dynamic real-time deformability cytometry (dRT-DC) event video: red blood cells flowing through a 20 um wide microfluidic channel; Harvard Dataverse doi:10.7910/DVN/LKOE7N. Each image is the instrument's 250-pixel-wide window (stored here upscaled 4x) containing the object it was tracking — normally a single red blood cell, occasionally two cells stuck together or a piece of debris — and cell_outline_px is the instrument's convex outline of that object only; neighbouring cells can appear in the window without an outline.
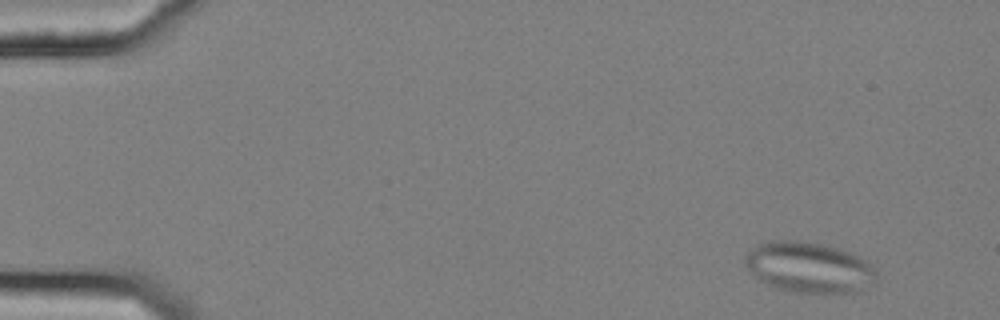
{"species": "common noctule bat (a hibernating species)", "species_latin": "Nyctalus noctula", "temperature_condition": "cold", "stored_images_in_passage": 48, "camera_frame_rate_fps": 3000, "um_per_image_px": 0.085, "animal": {"sex": "female", "body_mass_g": 25.1}, "frame": {"image": 1, "passage_image": 4, "time_ms": 1.0, "image_size_px": [1000, 320], "cell_outline_px": [[876, 284], [860, 292], [792, 292], [776, 288], [760, 280], [744, 264], [744, 256], [756, 244], [772, 240], [800, 240], [824, 244], [848, 252], [864, 260], [876, 272]], "centroid_in_image_um": [68.75, 22.72], "position_along_channel_um": 16.2, "area_um2": 38.73}}
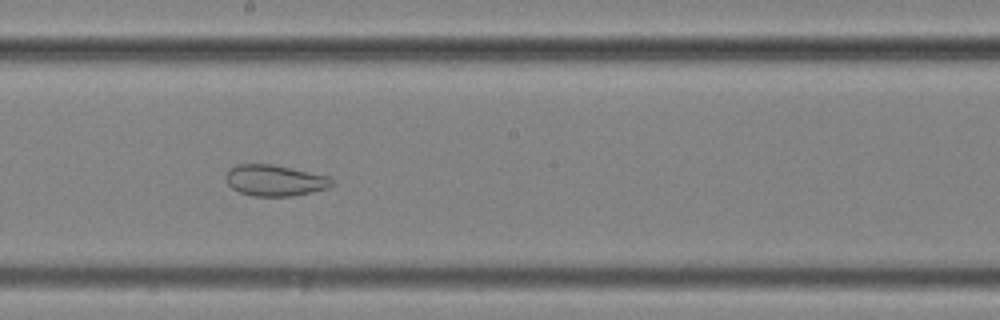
{"frame": {"image": 2, "passage_image": 31, "time_ms": 10.0, "image_size_px": [1000, 320], "cell_outline_px": [[336, 184], [328, 188], [312, 192], [292, 196], [252, 196], [240, 192], [232, 188], [228, 184], [224, 176], [236, 164], [272, 164], [332, 176]], "centroid_in_image_um": [23.43, 15.33], "position_along_channel_um": 224.8, "area_um2": 19.48}}
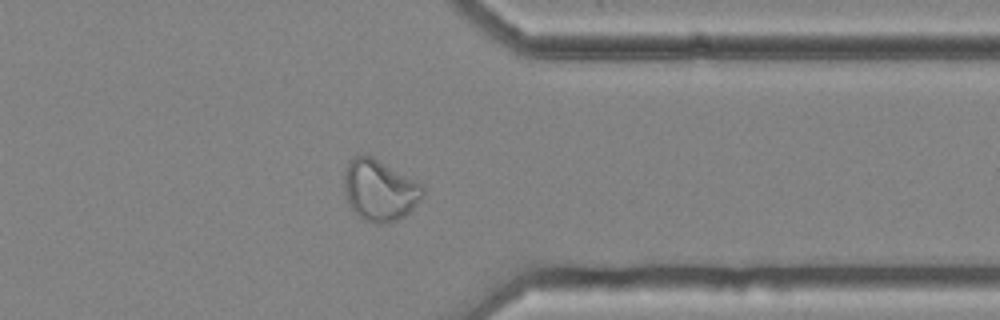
{"frame": {"image": 3, "passage_image": 44, "time_ms": 14.333, "image_size_px": [1000, 320], "cell_outline_px": [[424, 196], [404, 216], [396, 220], [384, 224], [376, 224], [364, 220], [352, 212], [344, 188], [344, 172], [348, 160], [356, 156], [372, 156], [424, 184]], "centroid_in_image_um": [32.27, 16.17], "position_along_channel_um": 379.1, "area_um2": 28.26}, "authors_computed_cell_mechanics": {"area_um2": 27.4839, "velocity_mm_per_s": 3.6387, "shape_relaxation_time_tau1_ms": null, "shape_relaxation_time_tau2_ms": 1.2048, "deformation_change_tau1": null, "deformation_change_tau2": 0.0632}}